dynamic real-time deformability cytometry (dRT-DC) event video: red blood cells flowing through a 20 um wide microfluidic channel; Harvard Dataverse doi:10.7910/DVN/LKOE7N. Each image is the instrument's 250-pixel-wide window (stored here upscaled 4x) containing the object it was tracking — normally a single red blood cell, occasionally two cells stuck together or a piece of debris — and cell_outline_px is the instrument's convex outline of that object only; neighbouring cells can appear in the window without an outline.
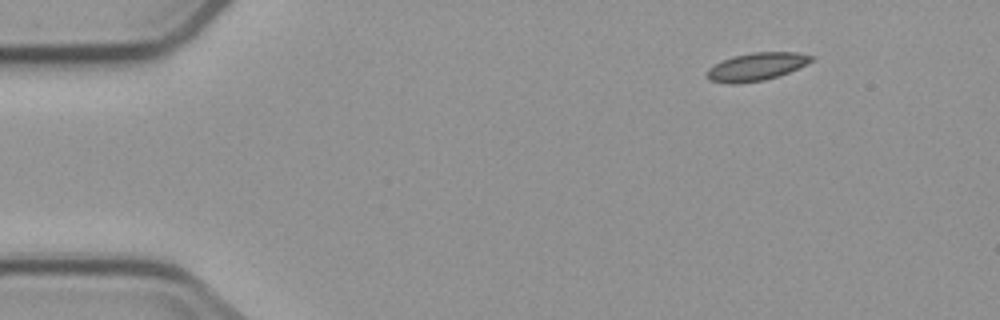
{"species": "common noctule bat (a hibernating species)", "species_latin": "Nyctalus noctula", "temperature_condition": "cold", "stored_images_in_passage": 5, "segment_of_instrument_passage": [2, 2], "camera_frame_rate_fps": 3000, "um_per_image_px": 0.085, "animal": {"sex": "male", "body_mass_g": 23.1, "forearm_length_mm": 52.7}, "frame": {"image": 1, "passage_image": 5, "time_ms": 5.667, "image_size_px": [1000, 320], "cell_outline_px": [[816, 56], [812, 60], [788, 72], [764, 80], [736, 84], [728, 84], [712, 80], [704, 76], [704, 72], [708, 68], [732, 56], [752, 52], [796, 52]], "centroid_in_image_um": [64.24, 5.66], "position_along_channel_um": 20.8, "area_um2": 16.82}}